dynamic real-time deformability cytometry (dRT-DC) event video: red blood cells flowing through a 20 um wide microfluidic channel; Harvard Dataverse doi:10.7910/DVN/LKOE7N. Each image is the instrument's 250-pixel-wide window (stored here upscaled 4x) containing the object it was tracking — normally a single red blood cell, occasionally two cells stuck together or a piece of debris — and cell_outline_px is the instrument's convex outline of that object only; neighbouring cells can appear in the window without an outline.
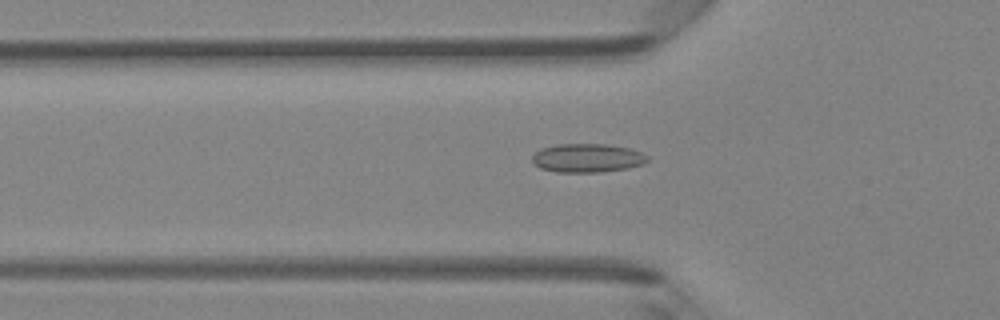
{"species": "Egyptian fruit bat (a non-hibernating species)", "species_latin": "Rousettus aegyptiacus", "temperature_condition": "room temperature", "stored_images_in_passage": 47, "camera_frame_rate_fps": 3000, "um_per_image_px": 0.085, "animal": {"sex": "female"}, "frame": {"image": 1, "passage_image": 16, "time_ms": 5.0, "image_size_px": [1000, 320], "cell_outline_px": [[648, 160], [644, 164], [628, 168], [600, 172], [556, 172], [540, 168], [532, 164], [532, 156], [540, 148], [560, 144], [604, 144], [628, 148], [640, 152], [648, 156]], "centroid_in_image_um": [49.89, 13.44], "position_along_channel_um": 75.9, "area_um2": 19.31}}
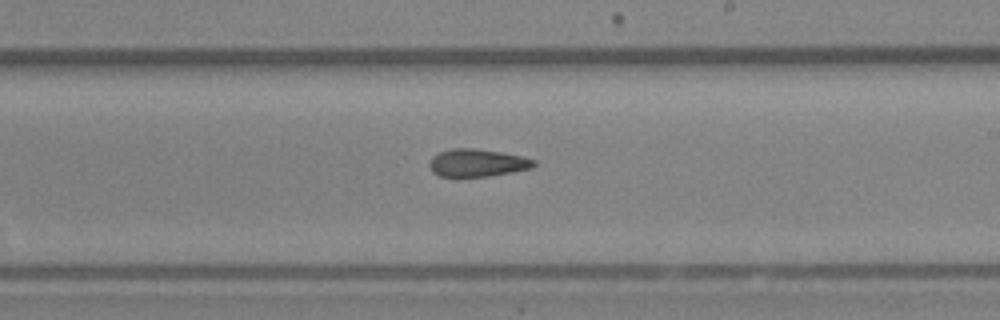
{"frame": {"image": 2, "passage_image": 28, "time_ms": 9.0, "image_size_px": [1000, 320], "cell_outline_px": [[536, 164], [532, 168], [488, 176], [440, 176], [432, 172], [428, 164], [432, 156], [440, 152], [452, 148], [472, 148], [500, 152], [520, 156], [536, 160]], "centroid_in_image_um": [40.54, 13.84], "position_along_channel_um": 248.5, "area_um2": 16.65}}
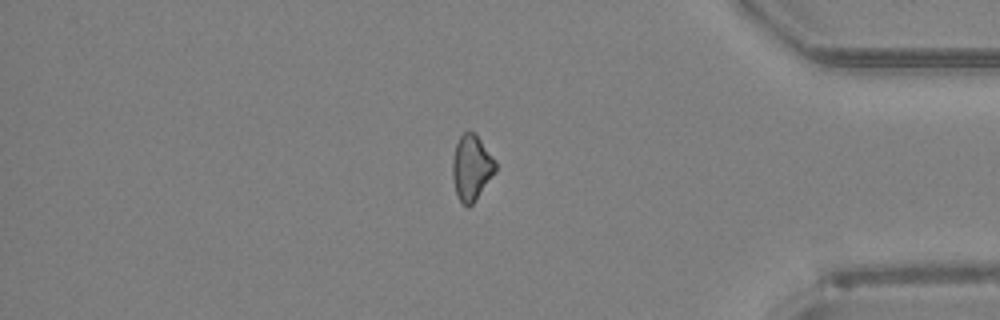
{"frame": {"image": 3, "passage_image": 40, "time_ms": 13.0, "image_size_px": [1000, 320], "cell_outline_px": [[496, 172], [472, 204], [468, 208], [460, 200], [456, 192], [452, 176], [452, 160], [456, 144], [460, 136], [464, 132], [472, 132], [480, 140], [496, 160]], "centroid_in_image_um": [40.08, 14.26], "position_along_channel_um": 395.1, "area_um2": 16.18}, "authors_computed_cell_mechanics": {"area_um2": 17.2244, "velocity_mm_per_s": 4.3301, "shape_relaxation_time_tau1_ms": null, "shape_relaxation_time_tau2_ms": 8.4919, "deformation_change_tau1": null, "deformation_change_tau2": 0.1695}}